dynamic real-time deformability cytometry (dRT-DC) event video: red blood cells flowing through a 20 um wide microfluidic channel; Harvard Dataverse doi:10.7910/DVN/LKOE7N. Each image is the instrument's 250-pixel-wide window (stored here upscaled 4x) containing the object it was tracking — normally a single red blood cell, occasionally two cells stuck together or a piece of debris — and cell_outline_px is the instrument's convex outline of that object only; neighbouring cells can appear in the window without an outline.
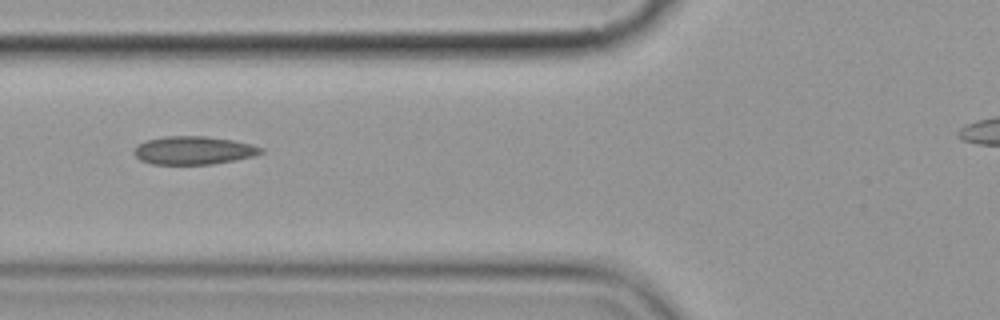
{"species": "common noctule bat (a hibernating species)", "species_latin": "Nyctalus noctula", "temperature_condition": "cold", "stored_images_in_passage": 8, "camera_frame_rate_fps": 3000, "um_per_image_px": 0.085, "animal": {"sex": "female", "body_mass_g": 19.9}, "frame": {"image": 1, "passage_image": 7, "time_ms": 7.0, "image_size_px": [1000, 320], "cell_outline_px": [[264, 152], [252, 156], [212, 164], [152, 164], [140, 160], [136, 156], [136, 148], [140, 144], [148, 140], [164, 136], [204, 136], [232, 140], [252, 144], [264, 148]], "centroid_in_image_um": [16.49, 12.78], "position_along_channel_um": 109.3, "area_um2": 20.52}}
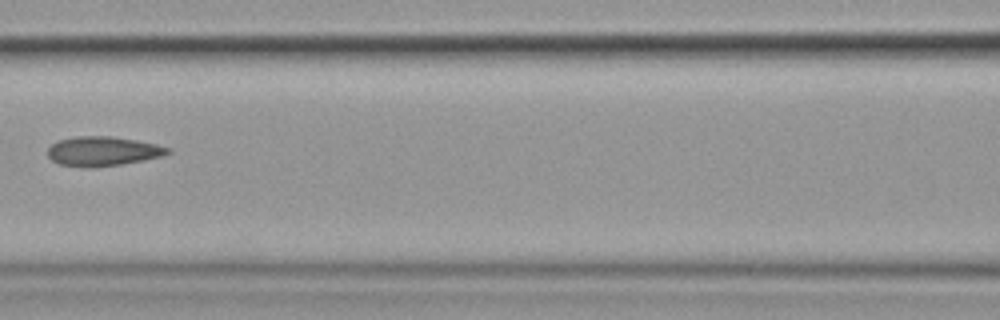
{"frame": {"image": 2, "passage_image": 8, "time_ms": 8.333, "image_size_px": [1000, 320], "cell_outline_px": [[172, 152], [160, 156], [144, 160], [96, 168], [84, 168], [60, 164], [52, 160], [48, 156], [48, 148], [52, 144], [60, 140], [80, 136], [112, 136], [136, 140], [156, 144], [172, 148]], "centroid_in_image_um": [8.76, 12.86], "position_along_channel_um": 157.8, "area_um2": 20.63}}